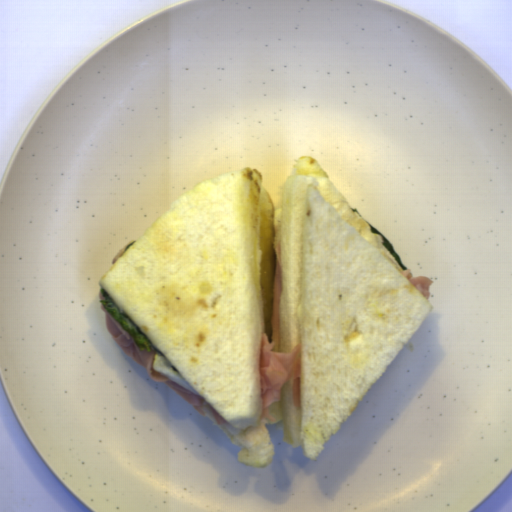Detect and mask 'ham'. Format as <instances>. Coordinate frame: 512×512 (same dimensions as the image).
<instances>
[{"label":"ham","mask_w":512,"mask_h":512,"mask_svg":"<svg viewBox=\"0 0 512 512\" xmlns=\"http://www.w3.org/2000/svg\"><path fill=\"white\" fill-rule=\"evenodd\" d=\"M282 292L281 241L276 245L273 307L271 317L272 342L267 333L260 332L259 367L261 418L276 421L270 414L269 405L281 400V390L285 383H292L294 407H301V344H296L291 352L271 351L279 344L281 328L280 300Z\"/></svg>","instance_id":"obj_1"},{"label":"ham","mask_w":512,"mask_h":512,"mask_svg":"<svg viewBox=\"0 0 512 512\" xmlns=\"http://www.w3.org/2000/svg\"><path fill=\"white\" fill-rule=\"evenodd\" d=\"M100 309L105 313L104 325L111 339L123 350V352L145 368L147 375L155 383H165L167 387L190 404L203 417L216 424H224L227 422L204 398L181 387L162 373L153 370V361L155 355H162L156 348L151 351L140 350L128 332L122 328L113 317L106 311L101 304Z\"/></svg>","instance_id":"obj_2"},{"label":"ham","mask_w":512,"mask_h":512,"mask_svg":"<svg viewBox=\"0 0 512 512\" xmlns=\"http://www.w3.org/2000/svg\"><path fill=\"white\" fill-rule=\"evenodd\" d=\"M398 271L421 293L425 300L429 301V297L431 295L429 288L434 281H432L428 276H414L409 268H407V270H403L401 267Z\"/></svg>","instance_id":"obj_3"},{"label":"ham","mask_w":512,"mask_h":512,"mask_svg":"<svg viewBox=\"0 0 512 512\" xmlns=\"http://www.w3.org/2000/svg\"><path fill=\"white\" fill-rule=\"evenodd\" d=\"M98 300H105V297L104 295L102 294V292H98Z\"/></svg>","instance_id":"obj_4"}]
</instances>
